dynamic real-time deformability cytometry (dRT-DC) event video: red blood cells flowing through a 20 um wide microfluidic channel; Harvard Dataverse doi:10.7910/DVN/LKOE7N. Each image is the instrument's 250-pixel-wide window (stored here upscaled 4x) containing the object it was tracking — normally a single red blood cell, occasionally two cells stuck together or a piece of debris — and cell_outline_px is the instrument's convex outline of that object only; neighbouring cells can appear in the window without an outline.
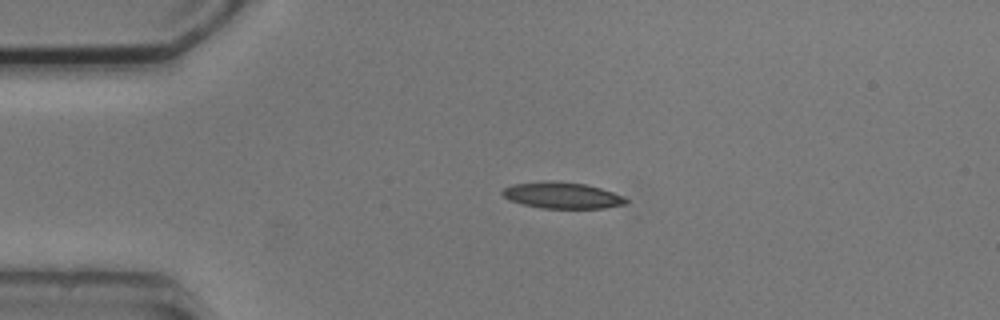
{"species": "common noctule bat (a hibernating species)", "species_latin": "Nyctalus noctula", "temperature_condition": "cold", "stored_images_in_passage": 4, "camera_frame_rate_fps": 3000, "um_per_image_px": 0.085, "animal": {"sex": "male", "body_mass_g": 20.5, "forearm_length_mm": 52.5}, "frame": {"image": 1, "passage_image": 3, "time_ms": 2.333, "image_size_px": [1000, 320], "cell_outline_px": [[628, 200], [624, 204], [604, 208], [540, 208], [508, 200], [500, 192], [504, 188], [512, 184], [544, 180], [556, 180], [584, 184], [600, 188], [624, 196]], "centroid_in_image_um": [47.74, 16.59], "position_along_channel_um": 37.3, "area_um2": 19.02}}